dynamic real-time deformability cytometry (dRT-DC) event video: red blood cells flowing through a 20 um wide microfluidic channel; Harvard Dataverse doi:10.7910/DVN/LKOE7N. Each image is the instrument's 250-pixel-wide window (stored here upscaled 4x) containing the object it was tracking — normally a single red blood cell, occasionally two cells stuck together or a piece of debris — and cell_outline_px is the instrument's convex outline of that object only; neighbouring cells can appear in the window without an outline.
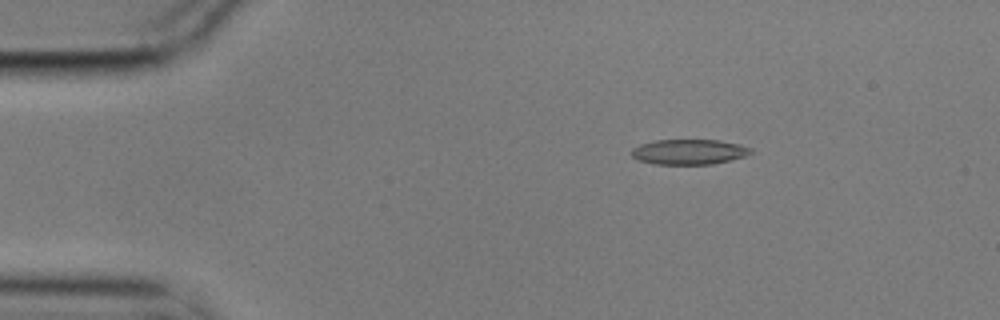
{"species": "common noctule bat (a hibernating species)", "species_latin": "Nyctalus noctula", "temperature_condition": "cold", "stored_images_in_passage": 5, "camera_frame_rate_fps": 3000, "um_per_image_px": 0.085, "animal": {"sex": "male", "body_mass_g": 17.9}, "frame": {"image": 1, "passage_image": 3, "time_ms": 0.667, "image_size_px": [1000, 320], "cell_outline_px": [[756, 152], [732, 160], [712, 164], [656, 164], [640, 160], [632, 156], [632, 148], [640, 144], [656, 140], [720, 140], [740, 144], [752, 148]], "centroid_in_image_um": [58.63, 12.9], "position_along_channel_um": 26.4, "area_um2": 17.57}}